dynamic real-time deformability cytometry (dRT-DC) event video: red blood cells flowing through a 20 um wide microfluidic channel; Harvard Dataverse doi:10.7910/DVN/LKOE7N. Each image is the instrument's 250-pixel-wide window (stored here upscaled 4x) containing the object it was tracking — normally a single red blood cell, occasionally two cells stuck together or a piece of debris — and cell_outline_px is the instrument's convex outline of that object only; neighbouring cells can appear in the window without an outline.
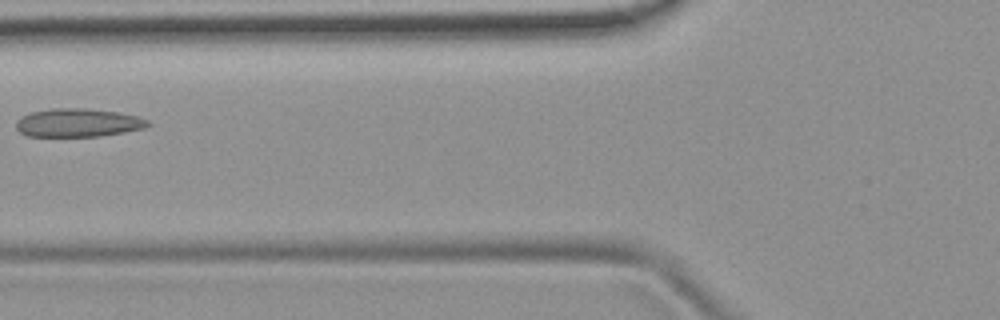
{"species": "common noctule bat (a hibernating species)", "species_latin": "Nyctalus noctula", "temperature_condition": "room temperature", "stored_images_in_passage": 7, "camera_frame_rate_fps": 3000, "um_per_image_px": 0.085, "animal": {"sex": "female", "body_mass_g": 19.9}, "frame": {"image": 1, "passage_image": 5, "time_ms": 5.0, "image_size_px": [1000, 320], "cell_outline_px": [[152, 124], [144, 128], [124, 132], [100, 136], [28, 136], [20, 132], [16, 128], [16, 120], [20, 116], [32, 112], [52, 108], [88, 108], [120, 112], [136, 116], [148, 120]], "centroid_in_image_um": [6.63, 10.42], "position_along_channel_um": 119.2, "area_um2": 21.91}}
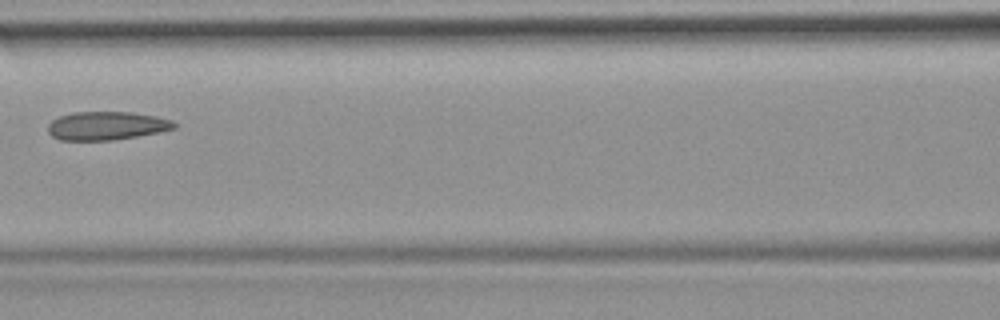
{"frame": {"image": 2, "passage_image": 6, "time_ms": 6.0, "image_size_px": [1000, 320], "cell_outline_px": [[176, 128], [160, 132], [112, 140], [60, 140], [52, 136], [48, 132], [48, 124], [52, 120], [60, 116], [72, 112], [132, 112], [156, 116], [172, 120], [176, 124]], "centroid_in_image_um": [9.06, 10.68], "position_along_channel_um": 157.5, "area_um2": 20.92}}
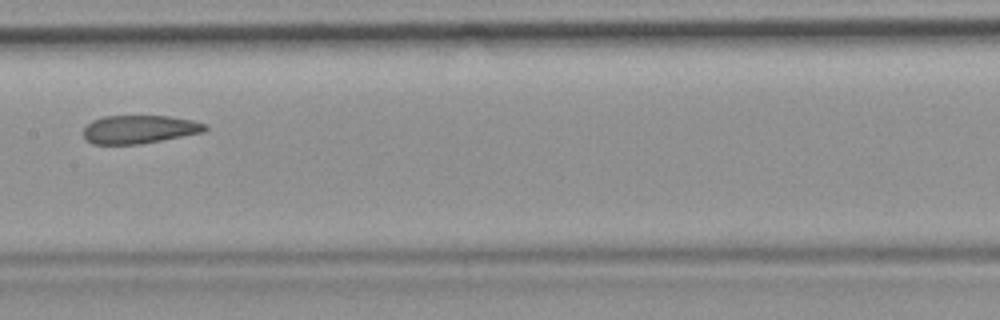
{"frame": {"image": 3, "passage_image": 7, "time_ms": 7.0, "image_size_px": [1000, 320], "cell_outline_px": [[208, 128], [204, 132], [140, 144], [92, 144], [84, 140], [84, 128], [92, 120], [104, 116], [172, 116], [192, 120], [204, 124]], "centroid_in_image_um": [11.82, 10.99], "position_along_channel_um": 195.6, "area_um2": 20.06}}